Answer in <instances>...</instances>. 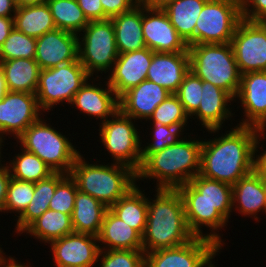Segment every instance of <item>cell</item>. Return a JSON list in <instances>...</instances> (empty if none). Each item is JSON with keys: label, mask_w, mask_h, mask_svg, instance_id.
Listing matches in <instances>:
<instances>
[{"label": "cell", "mask_w": 266, "mask_h": 267, "mask_svg": "<svg viewBox=\"0 0 266 267\" xmlns=\"http://www.w3.org/2000/svg\"><path fill=\"white\" fill-rule=\"evenodd\" d=\"M16 9L14 0H0V17H14Z\"/></svg>", "instance_id": "f907efd6"}, {"label": "cell", "mask_w": 266, "mask_h": 267, "mask_svg": "<svg viewBox=\"0 0 266 267\" xmlns=\"http://www.w3.org/2000/svg\"><path fill=\"white\" fill-rule=\"evenodd\" d=\"M188 51L190 71L202 81L225 90L235 99L240 88L241 73L231 44L190 45Z\"/></svg>", "instance_id": "5b68a950"}, {"label": "cell", "mask_w": 266, "mask_h": 267, "mask_svg": "<svg viewBox=\"0 0 266 267\" xmlns=\"http://www.w3.org/2000/svg\"><path fill=\"white\" fill-rule=\"evenodd\" d=\"M9 258L6 257V267H31L28 264L24 265L23 263L21 264V262H17L16 259H14V257L12 256H8Z\"/></svg>", "instance_id": "db71d44e"}, {"label": "cell", "mask_w": 266, "mask_h": 267, "mask_svg": "<svg viewBox=\"0 0 266 267\" xmlns=\"http://www.w3.org/2000/svg\"><path fill=\"white\" fill-rule=\"evenodd\" d=\"M21 150L12 158L13 160H10L11 162H7L12 178L36 183L54 174L52 169L38 156L23 148Z\"/></svg>", "instance_id": "e575fe53"}, {"label": "cell", "mask_w": 266, "mask_h": 267, "mask_svg": "<svg viewBox=\"0 0 266 267\" xmlns=\"http://www.w3.org/2000/svg\"><path fill=\"white\" fill-rule=\"evenodd\" d=\"M78 41V34L56 28L36 39L34 59L41 70L76 61Z\"/></svg>", "instance_id": "2e32d148"}, {"label": "cell", "mask_w": 266, "mask_h": 267, "mask_svg": "<svg viewBox=\"0 0 266 267\" xmlns=\"http://www.w3.org/2000/svg\"><path fill=\"white\" fill-rule=\"evenodd\" d=\"M85 68L76 61L61 64L54 68L42 69L35 95L43 112H49L54 106L71 103L81 86L89 79Z\"/></svg>", "instance_id": "ba28073f"}, {"label": "cell", "mask_w": 266, "mask_h": 267, "mask_svg": "<svg viewBox=\"0 0 266 267\" xmlns=\"http://www.w3.org/2000/svg\"><path fill=\"white\" fill-rule=\"evenodd\" d=\"M2 143H5V142H3L1 139H0V162L2 161L1 159V156H2V153H1V148H2V146H3V144Z\"/></svg>", "instance_id": "6f0895ef"}, {"label": "cell", "mask_w": 266, "mask_h": 267, "mask_svg": "<svg viewBox=\"0 0 266 267\" xmlns=\"http://www.w3.org/2000/svg\"><path fill=\"white\" fill-rule=\"evenodd\" d=\"M241 20V0H208L196 21L195 45L230 43Z\"/></svg>", "instance_id": "30bf717a"}, {"label": "cell", "mask_w": 266, "mask_h": 267, "mask_svg": "<svg viewBox=\"0 0 266 267\" xmlns=\"http://www.w3.org/2000/svg\"><path fill=\"white\" fill-rule=\"evenodd\" d=\"M189 70V52H154L146 79L176 94Z\"/></svg>", "instance_id": "7402d4cb"}, {"label": "cell", "mask_w": 266, "mask_h": 267, "mask_svg": "<svg viewBox=\"0 0 266 267\" xmlns=\"http://www.w3.org/2000/svg\"><path fill=\"white\" fill-rule=\"evenodd\" d=\"M0 267H6V256L1 247H0Z\"/></svg>", "instance_id": "9f6ffc18"}, {"label": "cell", "mask_w": 266, "mask_h": 267, "mask_svg": "<svg viewBox=\"0 0 266 267\" xmlns=\"http://www.w3.org/2000/svg\"><path fill=\"white\" fill-rule=\"evenodd\" d=\"M34 196V183L10 179L7 187L6 201L1 212L16 213L20 216Z\"/></svg>", "instance_id": "f35d334b"}, {"label": "cell", "mask_w": 266, "mask_h": 267, "mask_svg": "<svg viewBox=\"0 0 266 267\" xmlns=\"http://www.w3.org/2000/svg\"><path fill=\"white\" fill-rule=\"evenodd\" d=\"M7 91L35 94L39 82L40 67L35 59H11L1 61Z\"/></svg>", "instance_id": "f1b7e54d"}, {"label": "cell", "mask_w": 266, "mask_h": 267, "mask_svg": "<svg viewBox=\"0 0 266 267\" xmlns=\"http://www.w3.org/2000/svg\"><path fill=\"white\" fill-rule=\"evenodd\" d=\"M142 31L146 47L153 52H189L162 8L142 4Z\"/></svg>", "instance_id": "5bb4252c"}, {"label": "cell", "mask_w": 266, "mask_h": 267, "mask_svg": "<svg viewBox=\"0 0 266 267\" xmlns=\"http://www.w3.org/2000/svg\"><path fill=\"white\" fill-rule=\"evenodd\" d=\"M61 133L40 117L17 139L21 148L38 156L54 173L70 174L81 153Z\"/></svg>", "instance_id": "8992f818"}, {"label": "cell", "mask_w": 266, "mask_h": 267, "mask_svg": "<svg viewBox=\"0 0 266 267\" xmlns=\"http://www.w3.org/2000/svg\"><path fill=\"white\" fill-rule=\"evenodd\" d=\"M36 55V38L25 35L15 27L0 47V62L11 59H34Z\"/></svg>", "instance_id": "74e56055"}, {"label": "cell", "mask_w": 266, "mask_h": 267, "mask_svg": "<svg viewBox=\"0 0 266 267\" xmlns=\"http://www.w3.org/2000/svg\"><path fill=\"white\" fill-rule=\"evenodd\" d=\"M115 30L116 46L119 54L146 48L142 31V4L132 10L110 19Z\"/></svg>", "instance_id": "484cf974"}, {"label": "cell", "mask_w": 266, "mask_h": 267, "mask_svg": "<svg viewBox=\"0 0 266 267\" xmlns=\"http://www.w3.org/2000/svg\"><path fill=\"white\" fill-rule=\"evenodd\" d=\"M241 15L244 20L262 22L266 19V0H241Z\"/></svg>", "instance_id": "ee69618b"}, {"label": "cell", "mask_w": 266, "mask_h": 267, "mask_svg": "<svg viewBox=\"0 0 266 267\" xmlns=\"http://www.w3.org/2000/svg\"><path fill=\"white\" fill-rule=\"evenodd\" d=\"M232 206V210L259 222L258 212L266 214V178L254 171L240 178L232 185Z\"/></svg>", "instance_id": "cb8c5ba5"}, {"label": "cell", "mask_w": 266, "mask_h": 267, "mask_svg": "<svg viewBox=\"0 0 266 267\" xmlns=\"http://www.w3.org/2000/svg\"><path fill=\"white\" fill-rule=\"evenodd\" d=\"M64 173H54L49 178L34 183V196L24 212L16 219V231L21 233L45 211L49 209V203L58 183L66 176Z\"/></svg>", "instance_id": "1f68e13d"}, {"label": "cell", "mask_w": 266, "mask_h": 267, "mask_svg": "<svg viewBox=\"0 0 266 267\" xmlns=\"http://www.w3.org/2000/svg\"><path fill=\"white\" fill-rule=\"evenodd\" d=\"M108 209L99 200L78 190L71 215L74 232L98 236Z\"/></svg>", "instance_id": "83f0119b"}, {"label": "cell", "mask_w": 266, "mask_h": 267, "mask_svg": "<svg viewBox=\"0 0 266 267\" xmlns=\"http://www.w3.org/2000/svg\"><path fill=\"white\" fill-rule=\"evenodd\" d=\"M73 232L71 216L69 214L48 209L39 218L34 220L22 234H29L39 239V241L49 244Z\"/></svg>", "instance_id": "d6a6232c"}, {"label": "cell", "mask_w": 266, "mask_h": 267, "mask_svg": "<svg viewBox=\"0 0 266 267\" xmlns=\"http://www.w3.org/2000/svg\"><path fill=\"white\" fill-rule=\"evenodd\" d=\"M46 3L60 30L80 34L89 23L77 0H48Z\"/></svg>", "instance_id": "d590c367"}, {"label": "cell", "mask_w": 266, "mask_h": 267, "mask_svg": "<svg viewBox=\"0 0 266 267\" xmlns=\"http://www.w3.org/2000/svg\"><path fill=\"white\" fill-rule=\"evenodd\" d=\"M81 32L78 59L87 74L91 77L94 73L111 71L119 55L112 21H89Z\"/></svg>", "instance_id": "52a82bcc"}, {"label": "cell", "mask_w": 266, "mask_h": 267, "mask_svg": "<svg viewBox=\"0 0 266 267\" xmlns=\"http://www.w3.org/2000/svg\"><path fill=\"white\" fill-rule=\"evenodd\" d=\"M83 155L76 158L70 175L75 179L78 190L89 194L108 208L115 204L137 183V173L131 167L111 163L89 164Z\"/></svg>", "instance_id": "277c9868"}, {"label": "cell", "mask_w": 266, "mask_h": 267, "mask_svg": "<svg viewBox=\"0 0 266 267\" xmlns=\"http://www.w3.org/2000/svg\"><path fill=\"white\" fill-rule=\"evenodd\" d=\"M153 125L152 142L147 143L148 145L142 146V162L152 153L161 151L169 145L176 144L182 137L185 128L166 126L162 124H151ZM181 135V136H180Z\"/></svg>", "instance_id": "60d3db41"}, {"label": "cell", "mask_w": 266, "mask_h": 267, "mask_svg": "<svg viewBox=\"0 0 266 267\" xmlns=\"http://www.w3.org/2000/svg\"><path fill=\"white\" fill-rule=\"evenodd\" d=\"M208 0H176L162 8L184 42L195 45V25Z\"/></svg>", "instance_id": "f546056e"}, {"label": "cell", "mask_w": 266, "mask_h": 267, "mask_svg": "<svg viewBox=\"0 0 266 267\" xmlns=\"http://www.w3.org/2000/svg\"><path fill=\"white\" fill-rule=\"evenodd\" d=\"M264 131H266V128H256L253 144V171L266 178V149L263 151V153L261 152L259 155H256L258 148H261L259 146L261 141L260 139H265L266 137Z\"/></svg>", "instance_id": "bcb514c9"}, {"label": "cell", "mask_w": 266, "mask_h": 267, "mask_svg": "<svg viewBox=\"0 0 266 267\" xmlns=\"http://www.w3.org/2000/svg\"><path fill=\"white\" fill-rule=\"evenodd\" d=\"M6 91L7 88L4 80L3 70L0 66V100L4 97Z\"/></svg>", "instance_id": "11a10c76"}, {"label": "cell", "mask_w": 266, "mask_h": 267, "mask_svg": "<svg viewBox=\"0 0 266 267\" xmlns=\"http://www.w3.org/2000/svg\"><path fill=\"white\" fill-rule=\"evenodd\" d=\"M10 179L11 175L7 164L0 162V212L3 210L6 201L7 187Z\"/></svg>", "instance_id": "c3c4849f"}, {"label": "cell", "mask_w": 266, "mask_h": 267, "mask_svg": "<svg viewBox=\"0 0 266 267\" xmlns=\"http://www.w3.org/2000/svg\"><path fill=\"white\" fill-rule=\"evenodd\" d=\"M98 237L100 250H143L142 236L109 209L106 211Z\"/></svg>", "instance_id": "d4e9b609"}, {"label": "cell", "mask_w": 266, "mask_h": 267, "mask_svg": "<svg viewBox=\"0 0 266 267\" xmlns=\"http://www.w3.org/2000/svg\"><path fill=\"white\" fill-rule=\"evenodd\" d=\"M104 14L111 19L121 13L132 10L140 2L139 0H100Z\"/></svg>", "instance_id": "f6af8a7d"}, {"label": "cell", "mask_w": 266, "mask_h": 267, "mask_svg": "<svg viewBox=\"0 0 266 267\" xmlns=\"http://www.w3.org/2000/svg\"><path fill=\"white\" fill-rule=\"evenodd\" d=\"M88 80L77 91L70 106H75V109H79L81 113H85L88 116H95L97 119H101V122H105L110 116H113L119 110V97L114 93L110 87L108 81L104 85L107 88L90 84Z\"/></svg>", "instance_id": "603a6c76"}, {"label": "cell", "mask_w": 266, "mask_h": 267, "mask_svg": "<svg viewBox=\"0 0 266 267\" xmlns=\"http://www.w3.org/2000/svg\"><path fill=\"white\" fill-rule=\"evenodd\" d=\"M176 0H139V2L145 6L152 8H164L170 2Z\"/></svg>", "instance_id": "816d5d0a"}, {"label": "cell", "mask_w": 266, "mask_h": 267, "mask_svg": "<svg viewBox=\"0 0 266 267\" xmlns=\"http://www.w3.org/2000/svg\"><path fill=\"white\" fill-rule=\"evenodd\" d=\"M109 210L143 236L147 222L148 204L146 195L137 184L111 205Z\"/></svg>", "instance_id": "4dcf8cb0"}, {"label": "cell", "mask_w": 266, "mask_h": 267, "mask_svg": "<svg viewBox=\"0 0 266 267\" xmlns=\"http://www.w3.org/2000/svg\"><path fill=\"white\" fill-rule=\"evenodd\" d=\"M144 264L143 250H100L97 259L99 267H142Z\"/></svg>", "instance_id": "ab89813d"}, {"label": "cell", "mask_w": 266, "mask_h": 267, "mask_svg": "<svg viewBox=\"0 0 266 267\" xmlns=\"http://www.w3.org/2000/svg\"><path fill=\"white\" fill-rule=\"evenodd\" d=\"M153 53L146 47L118 55L111 73L105 78L118 97L146 80Z\"/></svg>", "instance_id": "ac0fdd59"}, {"label": "cell", "mask_w": 266, "mask_h": 267, "mask_svg": "<svg viewBox=\"0 0 266 267\" xmlns=\"http://www.w3.org/2000/svg\"><path fill=\"white\" fill-rule=\"evenodd\" d=\"M88 21H104L109 18L104 14L100 0H77Z\"/></svg>", "instance_id": "7dc6e473"}, {"label": "cell", "mask_w": 266, "mask_h": 267, "mask_svg": "<svg viewBox=\"0 0 266 267\" xmlns=\"http://www.w3.org/2000/svg\"><path fill=\"white\" fill-rule=\"evenodd\" d=\"M78 186L75 179L67 174L56 186L49 209L72 215Z\"/></svg>", "instance_id": "b9f144b4"}, {"label": "cell", "mask_w": 266, "mask_h": 267, "mask_svg": "<svg viewBox=\"0 0 266 267\" xmlns=\"http://www.w3.org/2000/svg\"><path fill=\"white\" fill-rule=\"evenodd\" d=\"M14 27L36 39L56 29L47 3L17 8L14 14Z\"/></svg>", "instance_id": "836d02e7"}, {"label": "cell", "mask_w": 266, "mask_h": 267, "mask_svg": "<svg viewBox=\"0 0 266 267\" xmlns=\"http://www.w3.org/2000/svg\"><path fill=\"white\" fill-rule=\"evenodd\" d=\"M171 93L164 87L144 80L119 97V110L132 119H149L156 107Z\"/></svg>", "instance_id": "44dd1931"}, {"label": "cell", "mask_w": 266, "mask_h": 267, "mask_svg": "<svg viewBox=\"0 0 266 267\" xmlns=\"http://www.w3.org/2000/svg\"><path fill=\"white\" fill-rule=\"evenodd\" d=\"M48 0H14L17 8L45 4Z\"/></svg>", "instance_id": "f5cc1de1"}, {"label": "cell", "mask_w": 266, "mask_h": 267, "mask_svg": "<svg viewBox=\"0 0 266 267\" xmlns=\"http://www.w3.org/2000/svg\"><path fill=\"white\" fill-rule=\"evenodd\" d=\"M41 112L35 94L6 91L0 100V139L4 141L5 134L17 139L40 118Z\"/></svg>", "instance_id": "4fadbf2b"}, {"label": "cell", "mask_w": 266, "mask_h": 267, "mask_svg": "<svg viewBox=\"0 0 266 267\" xmlns=\"http://www.w3.org/2000/svg\"><path fill=\"white\" fill-rule=\"evenodd\" d=\"M234 100L236 102V99L225 90L210 82L202 81L200 105L190 118L196 116L195 118L199 119L202 126L210 133L219 132L225 119L231 120L234 115L229 107ZM229 102L230 105H228Z\"/></svg>", "instance_id": "ffe728a7"}, {"label": "cell", "mask_w": 266, "mask_h": 267, "mask_svg": "<svg viewBox=\"0 0 266 267\" xmlns=\"http://www.w3.org/2000/svg\"><path fill=\"white\" fill-rule=\"evenodd\" d=\"M98 237L87 233L67 234L49 244L56 267H93L100 252Z\"/></svg>", "instance_id": "9a60e30c"}, {"label": "cell", "mask_w": 266, "mask_h": 267, "mask_svg": "<svg viewBox=\"0 0 266 267\" xmlns=\"http://www.w3.org/2000/svg\"><path fill=\"white\" fill-rule=\"evenodd\" d=\"M133 120L118 110L105 122H100L99 138L113 163L127 165L137 172L142 164V140Z\"/></svg>", "instance_id": "9c48e42d"}, {"label": "cell", "mask_w": 266, "mask_h": 267, "mask_svg": "<svg viewBox=\"0 0 266 267\" xmlns=\"http://www.w3.org/2000/svg\"><path fill=\"white\" fill-rule=\"evenodd\" d=\"M222 249L213 240L194 237L189 242L145 253L148 267H215L212 259Z\"/></svg>", "instance_id": "8fae6325"}, {"label": "cell", "mask_w": 266, "mask_h": 267, "mask_svg": "<svg viewBox=\"0 0 266 267\" xmlns=\"http://www.w3.org/2000/svg\"><path fill=\"white\" fill-rule=\"evenodd\" d=\"M147 197L148 214L142 247L145 253L185 244L195 236L190 231L182 197L177 189H157Z\"/></svg>", "instance_id": "7a4b0ae2"}, {"label": "cell", "mask_w": 266, "mask_h": 267, "mask_svg": "<svg viewBox=\"0 0 266 267\" xmlns=\"http://www.w3.org/2000/svg\"><path fill=\"white\" fill-rule=\"evenodd\" d=\"M14 28V17H0V47Z\"/></svg>", "instance_id": "681fc988"}, {"label": "cell", "mask_w": 266, "mask_h": 267, "mask_svg": "<svg viewBox=\"0 0 266 267\" xmlns=\"http://www.w3.org/2000/svg\"><path fill=\"white\" fill-rule=\"evenodd\" d=\"M262 23L266 26V19H264V20L262 21Z\"/></svg>", "instance_id": "680465c9"}, {"label": "cell", "mask_w": 266, "mask_h": 267, "mask_svg": "<svg viewBox=\"0 0 266 267\" xmlns=\"http://www.w3.org/2000/svg\"><path fill=\"white\" fill-rule=\"evenodd\" d=\"M189 137L150 154L136 172L137 181L155 179L157 189H177L189 183L200 172L202 147L201 139Z\"/></svg>", "instance_id": "3957f363"}, {"label": "cell", "mask_w": 266, "mask_h": 267, "mask_svg": "<svg viewBox=\"0 0 266 267\" xmlns=\"http://www.w3.org/2000/svg\"><path fill=\"white\" fill-rule=\"evenodd\" d=\"M226 132L218 138L202 140L199 174L234 185L253 171L256 128L237 125Z\"/></svg>", "instance_id": "6da1fadb"}, {"label": "cell", "mask_w": 266, "mask_h": 267, "mask_svg": "<svg viewBox=\"0 0 266 267\" xmlns=\"http://www.w3.org/2000/svg\"><path fill=\"white\" fill-rule=\"evenodd\" d=\"M183 204L188 227L194 236L213 240L220 247H223L224 241L217 230L225 227L228 221L215 206L207 202H183ZM202 226L212 229V232L203 234Z\"/></svg>", "instance_id": "4316f807"}, {"label": "cell", "mask_w": 266, "mask_h": 267, "mask_svg": "<svg viewBox=\"0 0 266 267\" xmlns=\"http://www.w3.org/2000/svg\"><path fill=\"white\" fill-rule=\"evenodd\" d=\"M176 95L182 103L185 112L190 117L200 105L202 80L189 70L180 84Z\"/></svg>", "instance_id": "7bdbcfd3"}, {"label": "cell", "mask_w": 266, "mask_h": 267, "mask_svg": "<svg viewBox=\"0 0 266 267\" xmlns=\"http://www.w3.org/2000/svg\"><path fill=\"white\" fill-rule=\"evenodd\" d=\"M241 75L266 71V26L242 19L230 42Z\"/></svg>", "instance_id": "7c38bea8"}, {"label": "cell", "mask_w": 266, "mask_h": 267, "mask_svg": "<svg viewBox=\"0 0 266 267\" xmlns=\"http://www.w3.org/2000/svg\"><path fill=\"white\" fill-rule=\"evenodd\" d=\"M183 202H207L228 221L232 212V185L196 175L177 188Z\"/></svg>", "instance_id": "d6986e66"}, {"label": "cell", "mask_w": 266, "mask_h": 267, "mask_svg": "<svg viewBox=\"0 0 266 267\" xmlns=\"http://www.w3.org/2000/svg\"><path fill=\"white\" fill-rule=\"evenodd\" d=\"M188 119L189 115L185 112L178 96L176 94H170L156 107L147 121L152 120V124L185 128Z\"/></svg>", "instance_id": "8d00e7d4"}, {"label": "cell", "mask_w": 266, "mask_h": 267, "mask_svg": "<svg viewBox=\"0 0 266 267\" xmlns=\"http://www.w3.org/2000/svg\"><path fill=\"white\" fill-rule=\"evenodd\" d=\"M235 98L240 100L245 116L238 125L266 128V71L241 75Z\"/></svg>", "instance_id": "e0dca14e"}]
</instances>
